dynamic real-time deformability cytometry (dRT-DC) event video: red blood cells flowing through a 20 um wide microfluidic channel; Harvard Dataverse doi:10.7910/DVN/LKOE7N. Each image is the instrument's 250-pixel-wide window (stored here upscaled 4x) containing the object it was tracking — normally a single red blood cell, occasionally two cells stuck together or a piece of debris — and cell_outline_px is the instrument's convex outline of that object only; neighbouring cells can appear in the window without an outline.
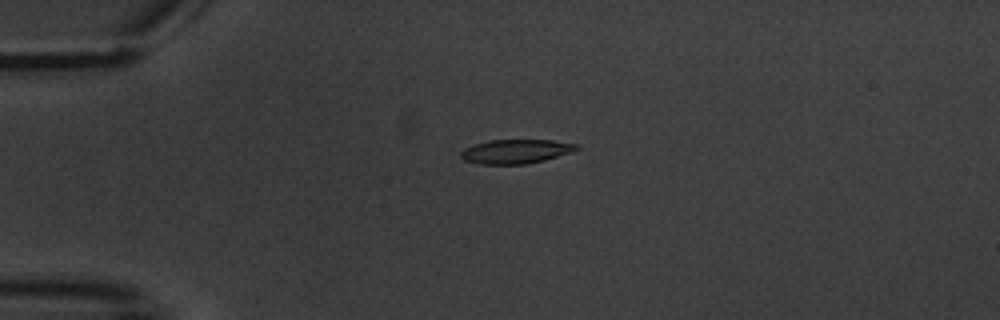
{"species": "common noctule bat (a hibernating species)", "species_latin": "Nyctalus noctula", "temperature_condition": "warm", "stored_images_in_passage": 4, "camera_frame_rate_fps": 3000, "um_per_image_px": 0.085, "animal": {"sex": "male", "body_mass_g": 20.1, "forearm_length_mm": 53.5}, "frame": {"image": 1, "passage_image": 3, "time_ms": 3.333, "image_size_px": [1000, 320], "cell_outline_px": [[580, 148], [572, 152], [544, 160], [524, 164], [480, 164], [464, 160], [460, 156], [460, 152], [464, 148], [488, 140], [552, 140], [580, 144]], "centroid_in_image_um": [43.86, 12.86], "position_along_channel_um": 41.1, "area_um2": 16.3}}